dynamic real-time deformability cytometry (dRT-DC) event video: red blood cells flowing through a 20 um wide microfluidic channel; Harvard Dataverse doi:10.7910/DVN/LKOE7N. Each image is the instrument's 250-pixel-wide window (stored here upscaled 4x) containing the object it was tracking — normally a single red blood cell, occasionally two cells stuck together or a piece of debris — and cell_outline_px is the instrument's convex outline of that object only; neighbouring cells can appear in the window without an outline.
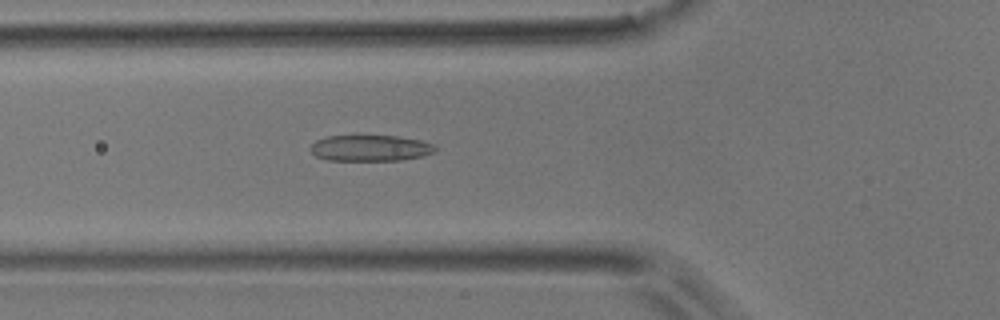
{"species": "common noctule bat (a hibernating species)", "species_latin": "Nyctalus noctula", "temperature_condition": "room temperature", "stored_images_in_passage": 38, "camera_frame_rate_fps": 3000, "um_per_image_px": 0.085, "animal": {"sex": "male", "body_mass_g": 17.9}, "frame": {"image": 1, "passage_image": 6, "time_ms": 1.667, "image_size_px": [1000, 320], "cell_outline_px": [[436, 152], [404, 160], [328, 160], [316, 156], [308, 148], [316, 140], [328, 136], [356, 132], [396, 136], [420, 140], [436, 144]], "centroid_in_image_um": [31.45, 12.53], "position_along_channel_um": 94.4, "area_um2": 19.94}}
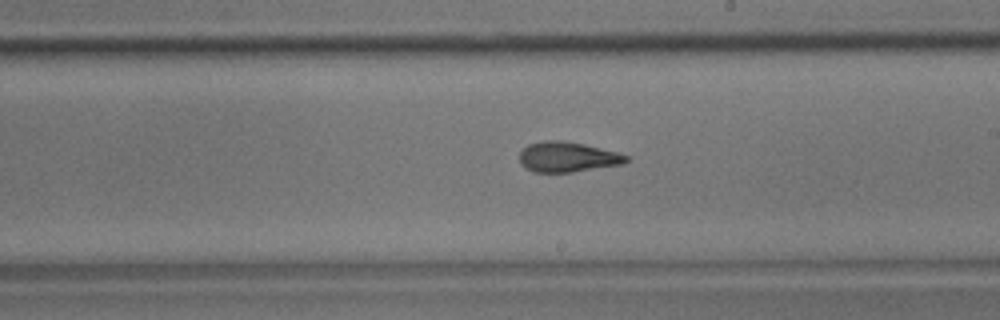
{"frame": {"image": 2, "passage_image": 17, "time_ms": 5.333, "image_size_px": [1000, 320], "cell_outline_px": [[628, 160], [620, 164], [572, 172], [532, 172], [520, 164], [520, 152], [528, 144], [544, 140], [560, 140], [584, 144], [616, 152], [628, 156]], "centroid_in_image_um": [48.18, 13.34], "position_along_channel_um": 240.8, "area_um2": 18.55}}
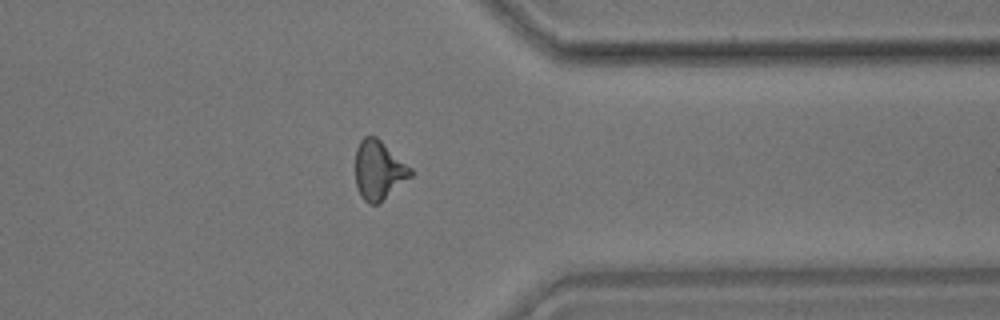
{"frame": {"image": 3, "passage_image": 28, "time_ms": 9.0, "image_size_px": [1000, 320], "cell_outline_px": [[412, 176], [380, 204], [368, 204], [360, 196], [356, 188], [356, 148], [360, 140], [364, 136], [376, 136], [412, 168]], "centroid_in_image_um": [32.19, 14.49], "position_along_channel_um": 379.2, "area_um2": 19.25}, "authors_computed_cell_mechanics": {"area_um2": 18.6983, "velocity_mm_per_s": 3.9763, "shape_relaxation_time_tau1_ms": 7.8743, "shape_relaxation_time_tau2_ms": 1.7073, "deformation_change_tau1": 0.1935, "deformation_change_tau2": 0.097}}